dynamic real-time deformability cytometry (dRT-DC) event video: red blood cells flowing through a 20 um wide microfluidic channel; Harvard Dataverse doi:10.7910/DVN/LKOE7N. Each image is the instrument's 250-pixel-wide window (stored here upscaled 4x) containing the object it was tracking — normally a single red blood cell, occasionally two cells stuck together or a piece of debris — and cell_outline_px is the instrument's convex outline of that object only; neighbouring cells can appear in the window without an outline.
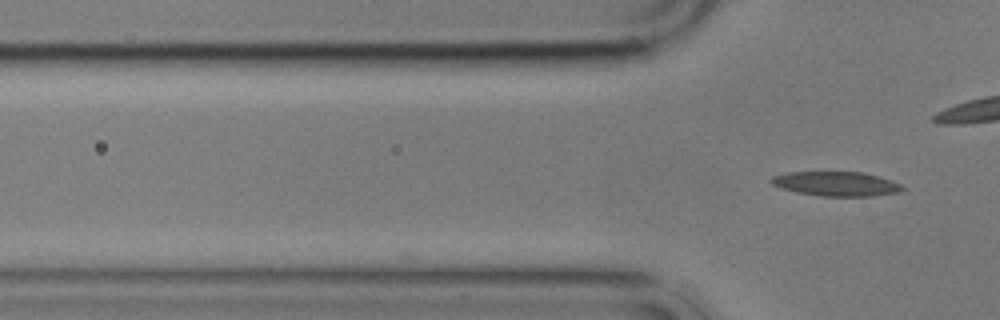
{"species": "common noctule bat (a hibernating species)", "species_latin": "Nyctalus noctula", "temperature_condition": "cold", "stored_images_in_passage": 2, "camera_frame_rate_fps": 3000, "um_per_image_px": 0.085, "animal": {"sex": "male", "body_mass_g": 17.9}, "frame": {"image": 1, "passage_image": 2, "time_ms": 1.333, "image_size_px": [1000, 320], "cell_outline_px": [[904, 188], [900, 192], [872, 196], [820, 196], [796, 192], [780, 188], [772, 184], [768, 180], [772, 176], [788, 172], [864, 172], [892, 180], [900, 184]], "centroid_in_image_um": [71.05, 15.62], "position_along_channel_um": 54.7, "area_um2": 18.79}}